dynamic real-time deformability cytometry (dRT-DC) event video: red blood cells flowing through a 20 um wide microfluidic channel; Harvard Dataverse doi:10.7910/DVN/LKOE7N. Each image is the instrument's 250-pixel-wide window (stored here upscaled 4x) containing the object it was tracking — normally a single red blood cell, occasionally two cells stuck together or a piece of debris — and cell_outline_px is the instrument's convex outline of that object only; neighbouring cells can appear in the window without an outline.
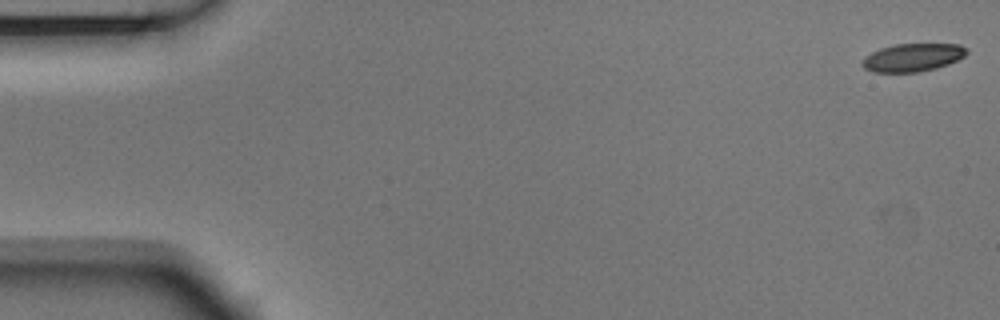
{"species": "Egyptian fruit bat (a non-hibernating species)", "species_latin": "Rousettus aegyptiacus", "temperature_condition": "room temperature", "stored_images_in_passage": 5, "camera_frame_rate_fps": 3000, "um_per_image_px": 0.085, "animal": {"sex": "male"}, "frame": {"image": 1, "passage_image": 1, "time_ms": 0.0, "image_size_px": [1000, 320], "cell_outline_px": [[968, 52], [964, 56], [948, 64], [936, 68], [920, 72], [872, 72], [864, 68], [860, 64], [864, 56], [880, 48], [896, 44], [960, 44], [968, 48]], "centroid_in_image_um": [77.56, 4.88], "position_along_channel_um": 7.4, "area_um2": 17.17}}
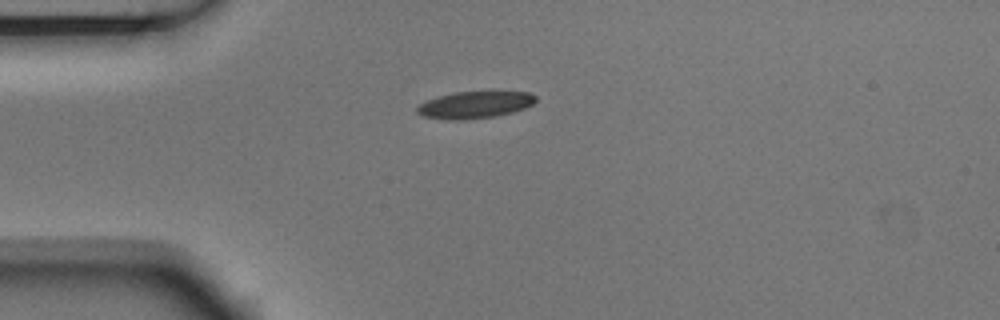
{"frame": {"image": 2, "passage_image": 5, "time_ms": 1.333, "image_size_px": [1000, 320], "cell_outline_px": [[536, 100], [532, 104], [524, 108], [512, 112], [496, 116], [468, 120], [448, 120], [424, 116], [416, 112], [416, 108], [420, 104], [428, 100], [440, 96], [456, 92], [528, 92], [536, 96]], "centroid_in_image_um": [40.36, 8.92], "position_along_channel_um": 44.6, "area_um2": 18.44}}